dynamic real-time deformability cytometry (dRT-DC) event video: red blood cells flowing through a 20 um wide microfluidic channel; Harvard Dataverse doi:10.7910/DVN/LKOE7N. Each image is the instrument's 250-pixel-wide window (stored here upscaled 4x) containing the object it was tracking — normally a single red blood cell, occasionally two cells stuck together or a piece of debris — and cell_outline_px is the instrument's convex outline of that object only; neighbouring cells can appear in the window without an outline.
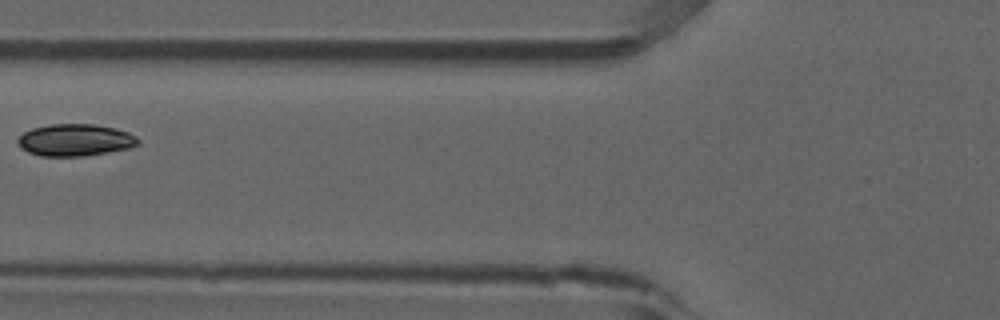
{"species": "common noctule bat (a hibernating species)", "species_latin": "Nyctalus noctula", "temperature_condition": "room temperature", "stored_images_in_passage": 6, "camera_frame_rate_fps": 3000, "um_per_image_px": 0.085, "animal": {"sex": "male", "forearm_length_mm": 52.5}, "frame": {"image": 1, "passage_image": 6, "time_ms": 1.667, "image_size_px": [1000, 320], "cell_outline_px": [[140, 144], [128, 148], [108, 152], [84, 156], [40, 156], [28, 152], [20, 148], [16, 140], [24, 132], [32, 128], [52, 124], [92, 124], [112, 128], [128, 132], [136, 136], [140, 140]], "centroid_in_image_um": [6.37, 11.91], "position_along_channel_um": 119.4, "area_um2": 22.43}}